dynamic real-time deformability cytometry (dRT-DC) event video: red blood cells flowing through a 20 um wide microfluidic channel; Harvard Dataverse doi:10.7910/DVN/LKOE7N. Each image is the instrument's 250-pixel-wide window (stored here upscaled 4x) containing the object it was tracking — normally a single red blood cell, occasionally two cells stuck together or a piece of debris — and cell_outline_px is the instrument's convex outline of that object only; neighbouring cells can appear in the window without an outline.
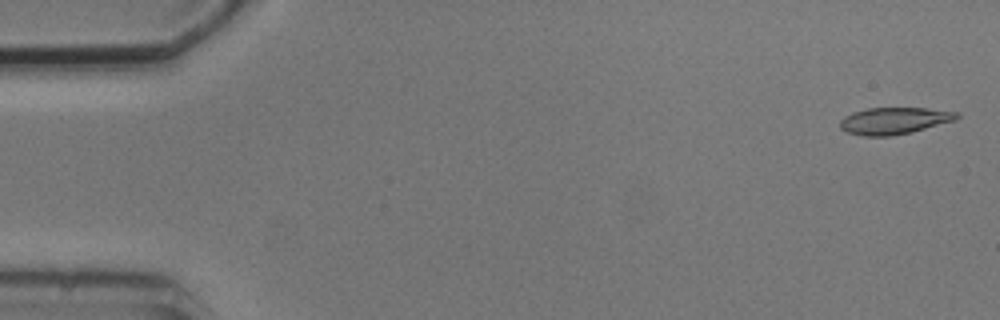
{"species": "common noctule bat (a hibernating species)", "species_latin": "Nyctalus noctula", "temperature_condition": "cold", "stored_images_in_passage": 6, "segment_of_instrument_passage": [1, 2], "camera_frame_rate_fps": 3000, "um_per_image_px": 0.085, "animal": {"sex": "male", "body_mass_g": 20.5, "forearm_length_mm": 52.5}, "frame": {"image": 1, "passage_image": 1, "time_ms": 0.0, "image_size_px": [1000, 320], "cell_outline_px": [[960, 116], [956, 120], [912, 132], [892, 136], [864, 136], [848, 132], [840, 128], [840, 120], [844, 116], [852, 112], [868, 108], [924, 108], [960, 112]], "centroid_in_image_um": [76.02, 10.26], "position_along_channel_um": 9.0, "area_um2": 18.32}}